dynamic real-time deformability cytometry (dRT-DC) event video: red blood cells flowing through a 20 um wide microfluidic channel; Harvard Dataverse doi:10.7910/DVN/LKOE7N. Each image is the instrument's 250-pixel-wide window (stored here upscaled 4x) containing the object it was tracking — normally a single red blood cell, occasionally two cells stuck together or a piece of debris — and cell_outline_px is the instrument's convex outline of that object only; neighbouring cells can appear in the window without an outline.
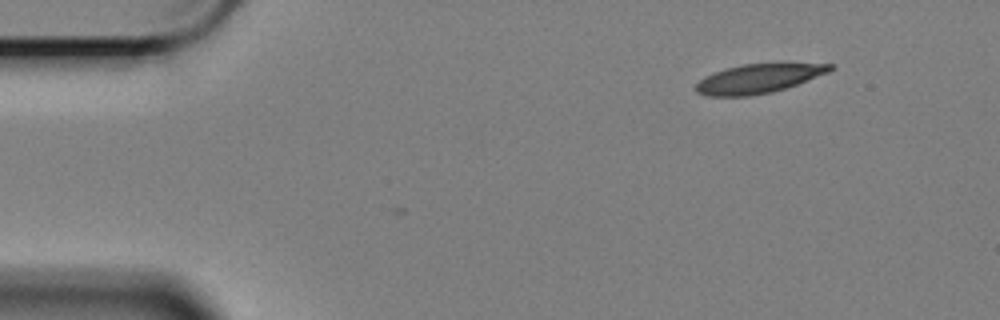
{"species": "Egyptian fruit bat (a non-hibernating species)", "species_latin": "Rousettus aegyptiacus", "temperature_condition": "cold", "stored_images_in_passage": 3, "camera_frame_rate_fps": 3000, "um_per_image_px": 0.085, "animal": {"sex": "female"}, "frame": {"image": 1, "passage_image": 1, "time_ms": 0.0, "image_size_px": [1000, 320], "cell_outline_px": [[832, 68], [828, 72], [796, 84], [772, 92], [748, 96], [708, 96], [696, 92], [696, 84], [704, 76], [712, 72], [724, 68], [744, 64], [832, 64]], "centroid_in_image_um": [64.37, 6.69], "position_along_channel_um": 20.6, "area_um2": 22.31}}